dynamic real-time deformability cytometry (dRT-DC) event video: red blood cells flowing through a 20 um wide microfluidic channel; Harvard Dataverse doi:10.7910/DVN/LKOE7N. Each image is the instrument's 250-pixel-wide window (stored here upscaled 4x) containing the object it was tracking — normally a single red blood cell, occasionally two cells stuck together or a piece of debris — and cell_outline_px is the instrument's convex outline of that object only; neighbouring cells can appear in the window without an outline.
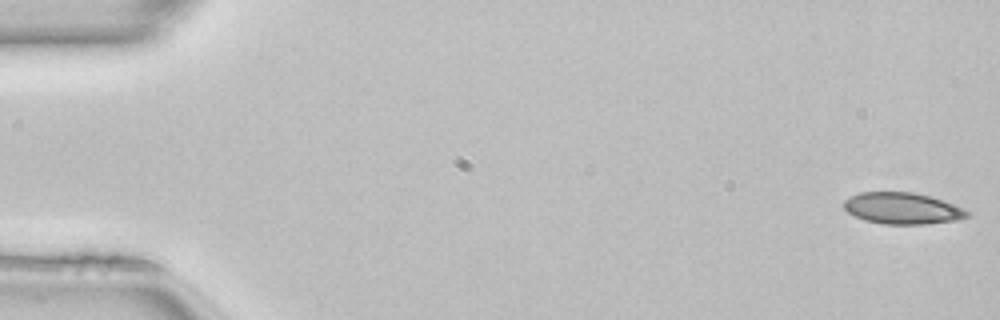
{"species": "common noctule bat (a hibernating species)", "species_latin": "Nyctalus noctula", "temperature_condition": "room temperature", "stored_images_in_passage": 50, "camera_frame_rate_fps": 3000, "um_per_image_px": 0.085, "animal": {"sex": "female", "body_mass_g": 22.7, "forearm_length_mm": 54.2}, "frame": {"image": 1, "passage_image": 1, "time_ms": 0.0, "image_size_px": [1000, 320], "cell_outline_px": [[968, 216], [952, 220], [924, 224], [884, 224], [864, 220], [848, 212], [844, 208], [844, 200], [860, 192], [912, 192], [928, 196], [952, 204], [968, 212]], "centroid_in_image_um": [76.63, 17.71], "position_along_channel_um": 8.4, "area_um2": 22.02}}
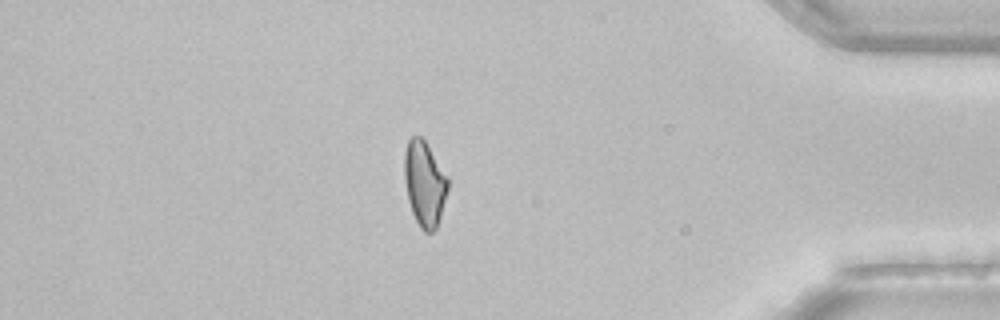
{"frame": {"image": 2, "passage_image": 43, "time_ms": 14.0, "image_size_px": [1000, 320], "cell_outline_px": [[448, 188], [440, 216], [436, 228], [432, 232], [424, 232], [420, 228], [412, 212], [408, 200], [404, 180], [404, 152], [408, 140], [412, 136], [420, 136], [424, 140], [448, 176]], "centroid_in_image_um": [36.07, 15.6], "position_along_channel_um": 399.1, "area_um2": 21.5}}
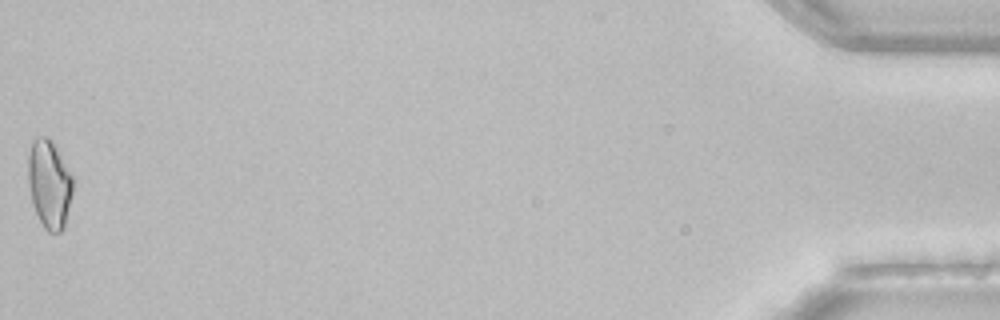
{"frame": {"image": 3, "passage_image": 50, "time_ms": 16.333, "image_size_px": [1000, 320], "cell_outline_px": [[72, 192], [64, 228], [60, 232], [48, 232], [44, 228], [32, 204], [28, 184], [28, 156], [32, 144], [36, 136], [48, 136], [52, 140], [72, 176]], "centroid_in_image_um": [4.17, 15.64], "position_along_channel_um": 431.0, "area_um2": 22.89}, "authors_computed_cell_mechanics": {"area_um2": 22.4842, "velocity_mm_per_s": 4.0955, "shape_relaxation_time_tau1_ms": null, "shape_relaxation_time_tau2_ms": 2.3409, "deformation_change_tau1": null, "deformation_change_tau2": 0.0877}}